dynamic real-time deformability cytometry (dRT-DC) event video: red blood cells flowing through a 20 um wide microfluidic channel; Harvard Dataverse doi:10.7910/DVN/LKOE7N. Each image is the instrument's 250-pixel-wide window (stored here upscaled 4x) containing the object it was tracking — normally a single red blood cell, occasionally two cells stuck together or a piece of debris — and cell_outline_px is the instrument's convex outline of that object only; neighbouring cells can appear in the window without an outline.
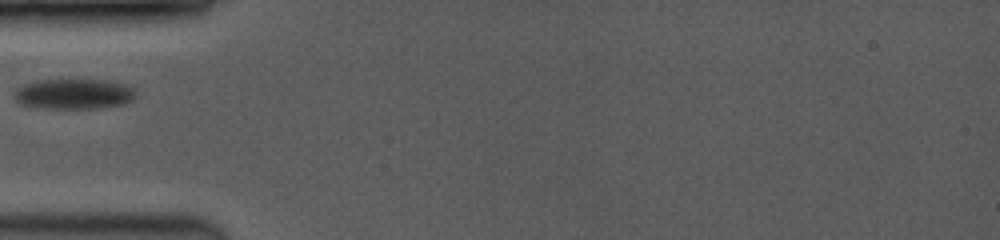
{"species": "common noctule bat (a hibernating species)", "species_latin": "Nyctalus noctula", "temperature_condition": "room temperature", "stored_images_in_passage": 15, "camera_frame_rate_fps": 3500, "um_per_image_px": 0.085, "animal": {"sex": "female", "body_mass_g": 19.0, "forearm_length_mm": 53.3}, "frame": {"image": 1, "passage_image": 1, "time_ms": 0.0, "image_size_px": [1000, 240], "cell_outline_px": [[136, 96], [132, 100], [124, 104], [100, 108], [44, 108], [20, 104], [12, 96], [24, 84], [36, 80], [68, 76], [100, 80], [124, 84], [132, 88], [136, 92]], "centroid_in_image_um": [6.26, 7.94], "position_along_channel_um": 78.7, "area_um2": 22.2}}
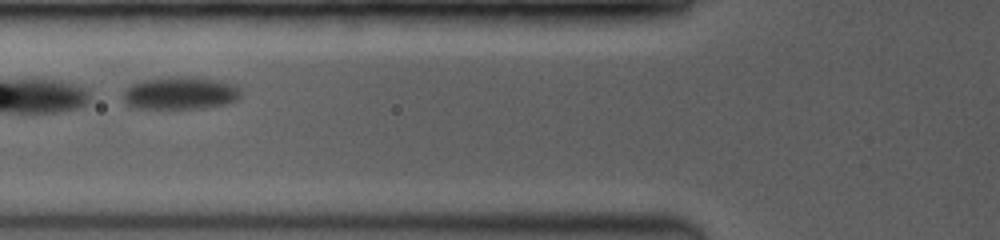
{"frame": {"image": 2, "passage_image": 6, "time_ms": 0.857, "image_size_px": [1000, 240], "cell_outline_px": [[240, 96], [236, 100], [228, 104], [204, 108], [132, 108], [124, 100], [124, 88], [140, 80], [168, 76], [196, 76], [220, 80], [236, 84], [240, 88]], "centroid_in_image_um": [15.35, 7.89], "position_along_channel_um": 110.5, "area_um2": 22.95}}
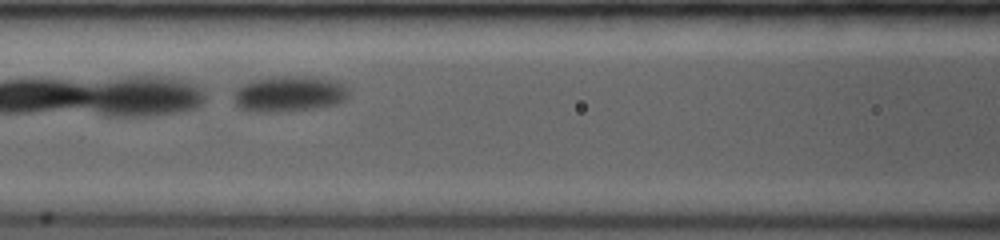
{"frame": {"image": 3, "passage_image": 10, "time_ms": 1.714, "image_size_px": [1000, 240], "cell_outline_px": [[348, 96], [344, 100], [336, 104], [316, 108], [276, 112], [252, 112], [236, 108], [232, 96], [232, 92], [236, 88], [252, 80], [280, 76], [312, 76], [336, 80], [344, 84], [348, 88]], "centroid_in_image_um": [24.54, 7.98], "position_along_channel_um": 142.1, "area_um2": 24.51}}